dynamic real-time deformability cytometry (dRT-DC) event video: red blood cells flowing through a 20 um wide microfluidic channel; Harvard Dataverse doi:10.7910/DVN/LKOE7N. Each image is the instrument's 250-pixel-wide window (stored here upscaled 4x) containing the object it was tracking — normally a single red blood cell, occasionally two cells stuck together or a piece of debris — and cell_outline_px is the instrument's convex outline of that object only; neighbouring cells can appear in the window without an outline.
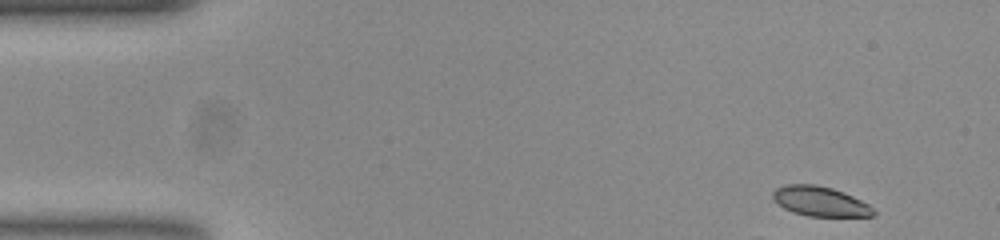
{"species": "common noctule bat (a hibernating species)", "species_latin": "Nyctalus noctula", "temperature_condition": "room temperature", "stored_images_in_passage": 40, "camera_frame_rate_fps": 3000, "um_per_image_px": 0.085, "animal": {"sex": "female", "body_mass_g": 23.0, "forearm_length_mm": 53.4}, "frame": {"image": 1, "passage_image": 1, "time_ms": 0.0, "image_size_px": [1000, 240], "cell_outline_px": [[876, 212], [872, 216], [808, 216], [792, 212], [784, 208], [772, 196], [772, 192], [776, 188], [788, 184], [816, 184], [832, 188], [844, 192], [868, 204]], "centroid_in_image_um": [69.71, 17.11], "position_along_channel_um": 15.3, "area_um2": 17.28}}